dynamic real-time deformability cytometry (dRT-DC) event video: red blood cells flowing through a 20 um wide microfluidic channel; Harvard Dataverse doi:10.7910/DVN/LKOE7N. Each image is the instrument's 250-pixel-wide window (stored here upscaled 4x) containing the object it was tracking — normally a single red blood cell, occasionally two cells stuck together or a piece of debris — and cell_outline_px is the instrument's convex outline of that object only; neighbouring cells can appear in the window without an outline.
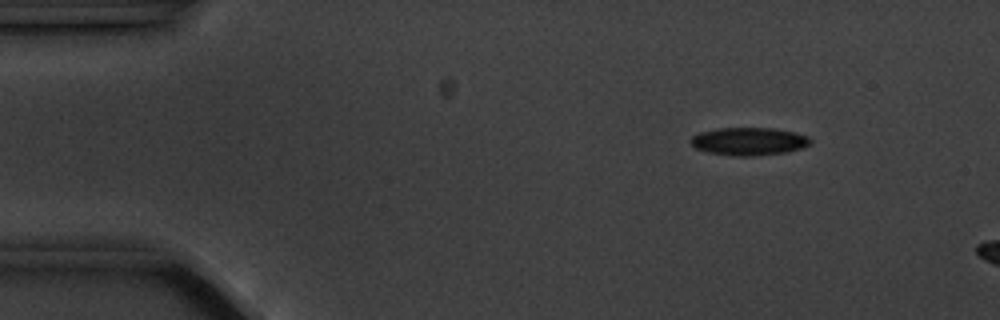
{"species": "common noctule bat (a hibernating species)", "species_latin": "Nyctalus noctula", "temperature_condition": "cold", "stored_images_in_passage": 3, "camera_frame_rate_fps": 3000, "um_per_image_px": 0.085, "animal": {"sex": "male", "body_mass_g": 20.1, "forearm_length_mm": 53.5}, "frame": {"image": 1, "passage_image": 1, "time_ms": 0.0, "image_size_px": [1000, 320], "cell_outline_px": [[812, 140], [804, 148], [788, 152], [752, 156], [736, 156], [708, 152], [696, 148], [688, 140], [692, 136], [700, 132], [720, 128], [772, 128], [796, 132], [808, 136]], "centroid_in_image_um": [63.68, 12.01], "position_along_channel_um": 21.3, "area_um2": 19.48}}